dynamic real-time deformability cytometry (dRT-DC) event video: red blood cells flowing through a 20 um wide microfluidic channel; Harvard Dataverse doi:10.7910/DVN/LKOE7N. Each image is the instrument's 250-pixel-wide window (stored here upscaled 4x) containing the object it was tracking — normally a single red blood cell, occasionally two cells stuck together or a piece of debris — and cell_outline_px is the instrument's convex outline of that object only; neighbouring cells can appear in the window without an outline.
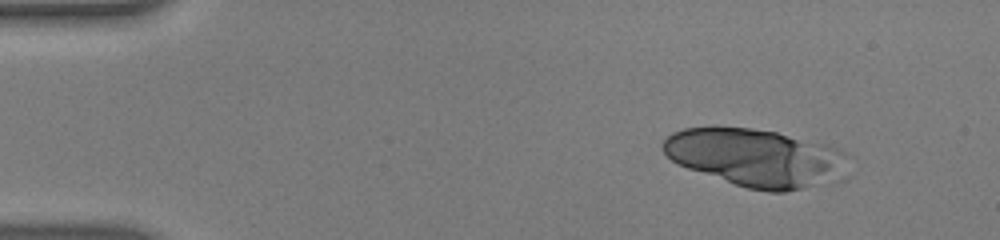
{"species": "human", "species_latin": "Homo sapiens", "temperature_condition": "warm", "stored_images_in_passage": 32, "camera_frame_rate_fps": 3000, "um_per_image_px": 0.085, "donor": {"sex": "male"}, "frame": {"image": 1, "passage_image": 6, "time_ms": 1.667, "image_size_px": [1000, 240], "cell_outline_px": [[844, 156], [828, 172], [808, 184], [800, 188], [784, 192], [768, 192], [748, 188], [676, 164], [660, 148], [660, 144], [672, 132], [684, 128], [712, 124], [752, 128], [776, 132], [824, 144], [836, 148], [844, 152]], "centroid_in_image_um": [63.85, 13.29], "position_along_channel_um": 21.1, "area_um2": 59.77}}
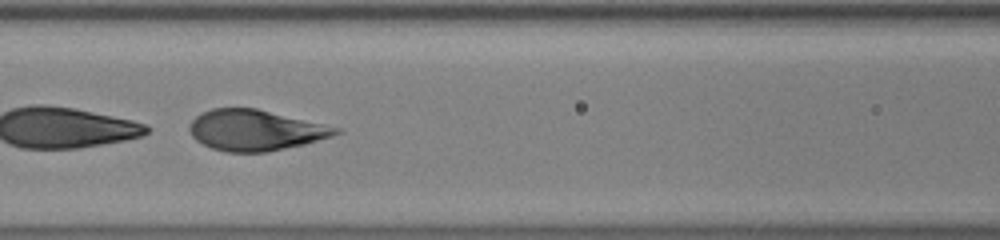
{"frame": {"image": 2, "passage_image": 24, "time_ms": 7.667, "image_size_px": [1000, 240], "cell_outline_px": [[340, 132], [332, 136], [304, 144], [268, 152], [228, 152], [212, 148], [196, 140], [192, 136], [188, 128], [192, 120], [200, 112], [212, 108], [256, 108], [340, 128]], "centroid_in_image_um": [21.66, 11.06], "position_along_channel_um": 144.9, "area_um2": 34.51}}